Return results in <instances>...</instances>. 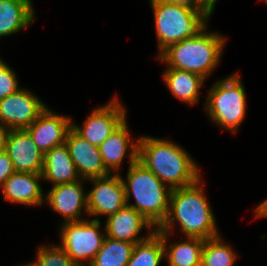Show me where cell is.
<instances>
[{"label": "cell", "instance_id": "cell-16", "mask_svg": "<svg viewBox=\"0 0 267 266\" xmlns=\"http://www.w3.org/2000/svg\"><path fill=\"white\" fill-rule=\"evenodd\" d=\"M125 120L100 146L99 151L106 169L111 173L119 170L124 157L129 155V166L138 160V140H131L129 128ZM113 170V171H112Z\"/></svg>", "mask_w": 267, "mask_h": 266}, {"label": "cell", "instance_id": "cell-10", "mask_svg": "<svg viewBox=\"0 0 267 266\" xmlns=\"http://www.w3.org/2000/svg\"><path fill=\"white\" fill-rule=\"evenodd\" d=\"M46 108L37 96L21 88L0 100V123L10 130L26 129Z\"/></svg>", "mask_w": 267, "mask_h": 266}, {"label": "cell", "instance_id": "cell-21", "mask_svg": "<svg viewBox=\"0 0 267 266\" xmlns=\"http://www.w3.org/2000/svg\"><path fill=\"white\" fill-rule=\"evenodd\" d=\"M164 245L165 257L168 266H201V253L205 243L204 239L196 237H186L184 242L173 243L167 246L169 233L157 232Z\"/></svg>", "mask_w": 267, "mask_h": 266}, {"label": "cell", "instance_id": "cell-1", "mask_svg": "<svg viewBox=\"0 0 267 266\" xmlns=\"http://www.w3.org/2000/svg\"><path fill=\"white\" fill-rule=\"evenodd\" d=\"M138 161L171 189L186 187L202 178L195 161L178 144L151 136L138 139Z\"/></svg>", "mask_w": 267, "mask_h": 266}, {"label": "cell", "instance_id": "cell-31", "mask_svg": "<svg viewBox=\"0 0 267 266\" xmlns=\"http://www.w3.org/2000/svg\"><path fill=\"white\" fill-rule=\"evenodd\" d=\"M170 4H181L187 6H198L196 0H158Z\"/></svg>", "mask_w": 267, "mask_h": 266}, {"label": "cell", "instance_id": "cell-26", "mask_svg": "<svg viewBox=\"0 0 267 266\" xmlns=\"http://www.w3.org/2000/svg\"><path fill=\"white\" fill-rule=\"evenodd\" d=\"M13 69L0 60V100L21 89Z\"/></svg>", "mask_w": 267, "mask_h": 266}, {"label": "cell", "instance_id": "cell-3", "mask_svg": "<svg viewBox=\"0 0 267 266\" xmlns=\"http://www.w3.org/2000/svg\"><path fill=\"white\" fill-rule=\"evenodd\" d=\"M205 23L194 35L169 45L157 57L167 68L190 71L205 79L220 61L225 38L218 33L207 32Z\"/></svg>", "mask_w": 267, "mask_h": 266}, {"label": "cell", "instance_id": "cell-9", "mask_svg": "<svg viewBox=\"0 0 267 266\" xmlns=\"http://www.w3.org/2000/svg\"><path fill=\"white\" fill-rule=\"evenodd\" d=\"M94 188L87 193V208L90 216L116 213L126 205L125 189L119 173L87 179Z\"/></svg>", "mask_w": 267, "mask_h": 266}, {"label": "cell", "instance_id": "cell-27", "mask_svg": "<svg viewBox=\"0 0 267 266\" xmlns=\"http://www.w3.org/2000/svg\"><path fill=\"white\" fill-rule=\"evenodd\" d=\"M15 172L13 163L8 154L4 151L0 153V187Z\"/></svg>", "mask_w": 267, "mask_h": 266}, {"label": "cell", "instance_id": "cell-6", "mask_svg": "<svg viewBox=\"0 0 267 266\" xmlns=\"http://www.w3.org/2000/svg\"><path fill=\"white\" fill-rule=\"evenodd\" d=\"M208 93L204 106L212 122L237 131L246 114V94L239 75L215 82Z\"/></svg>", "mask_w": 267, "mask_h": 266}, {"label": "cell", "instance_id": "cell-2", "mask_svg": "<svg viewBox=\"0 0 267 266\" xmlns=\"http://www.w3.org/2000/svg\"><path fill=\"white\" fill-rule=\"evenodd\" d=\"M201 182L199 179L192 185L172 189L168 216L156 232L172 233L171 229L177 221L186 237L207 240L219 236L216 219Z\"/></svg>", "mask_w": 267, "mask_h": 266}, {"label": "cell", "instance_id": "cell-7", "mask_svg": "<svg viewBox=\"0 0 267 266\" xmlns=\"http://www.w3.org/2000/svg\"><path fill=\"white\" fill-rule=\"evenodd\" d=\"M60 245L77 266H89L100 250L105 234L100 232V220L63 222ZM88 260V265L85 261ZM85 263V264H84Z\"/></svg>", "mask_w": 267, "mask_h": 266}, {"label": "cell", "instance_id": "cell-30", "mask_svg": "<svg viewBox=\"0 0 267 266\" xmlns=\"http://www.w3.org/2000/svg\"><path fill=\"white\" fill-rule=\"evenodd\" d=\"M267 217V199H265L259 206L255 209V218Z\"/></svg>", "mask_w": 267, "mask_h": 266}, {"label": "cell", "instance_id": "cell-15", "mask_svg": "<svg viewBox=\"0 0 267 266\" xmlns=\"http://www.w3.org/2000/svg\"><path fill=\"white\" fill-rule=\"evenodd\" d=\"M65 144L81 179L110 174L103 164L99 147L89 143L72 128L67 133Z\"/></svg>", "mask_w": 267, "mask_h": 266}, {"label": "cell", "instance_id": "cell-23", "mask_svg": "<svg viewBox=\"0 0 267 266\" xmlns=\"http://www.w3.org/2000/svg\"><path fill=\"white\" fill-rule=\"evenodd\" d=\"M163 257L162 237L155 231L148 239L134 245L126 266H159Z\"/></svg>", "mask_w": 267, "mask_h": 266}, {"label": "cell", "instance_id": "cell-14", "mask_svg": "<svg viewBox=\"0 0 267 266\" xmlns=\"http://www.w3.org/2000/svg\"><path fill=\"white\" fill-rule=\"evenodd\" d=\"M144 227L150 230L149 234L145 238L138 237V234H140L139 232H141ZM155 231V226L140 212L127 204L116 213L108 216L105 223L106 237L132 244L148 239Z\"/></svg>", "mask_w": 267, "mask_h": 266}, {"label": "cell", "instance_id": "cell-12", "mask_svg": "<svg viewBox=\"0 0 267 266\" xmlns=\"http://www.w3.org/2000/svg\"><path fill=\"white\" fill-rule=\"evenodd\" d=\"M71 128L70 117L56 114L47 107L26 130L36 146L45 154L55 146L65 143Z\"/></svg>", "mask_w": 267, "mask_h": 266}, {"label": "cell", "instance_id": "cell-32", "mask_svg": "<svg viewBox=\"0 0 267 266\" xmlns=\"http://www.w3.org/2000/svg\"><path fill=\"white\" fill-rule=\"evenodd\" d=\"M22 266H38V265L35 262H30V263L22 265Z\"/></svg>", "mask_w": 267, "mask_h": 266}, {"label": "cell", "instance_id": "cell-25", "mask_svg": "<svg viewBox=\"0 0 267 266\" xmlns=\"http://www.w3.org/2000/svg\"><path fill=\"white\" fill-rule=\"evenodd\" d=\"M37 252L38 266H77L60 245L41 246Z\"/></svg>", "mask_w": 267, "mask_h": 266}, {"label": "cell", "instance_id": "cell-4", "mask_svg": "<svg viewBox=\"0 0 267 266\" xmlns=\"http://www.w3.org/2000/svg\"><path fill=\"white\" fill-rule=\"evenodd\" d=\"M126 177L127 180L122 178L126 204L140 212L156 229L159 228L168 216L172 189L138 160L128 167ZM131 194L135 204L128 202Z\"/></svg>", "mask_w": 267, "mask_h": 266}, {"label": "cell", "instance_id": "cell-11", "mask_svg": "<svg viewBox=\"0 0 267 266\" xmlns=\"http://www.w3.org/2000/svg\"><path fill=\"white\" fill-rule=\"evenodd\" d=\"M5 152L11 159L15 172L42 173L44 154L26 129L10 130Z\"/></svg>", "mask_w": 267, "mask_h": 266}, {"label": "cell", "instance_id": "cell-8", "mask_svg": "<svg viewBox=\"0 0 267 266\" xmlns=\"http://www.w3.org/2000/svg\"><path fill=\"white\" fill-rule=\"evenodd\" d=\"M125 107L117 97L94 109L83 126L72 123V129L89 143L100 146L125 120Z\"/></svg>", "mask_w": 267, "mask_h": 266}, {"label": "cell", "instance_id": "cell-17", "mask_svg": "<svg viewBox=\"0 0 267 266\" xmlns=\"http://www.w3.org/2000/svg\"><path fill=\"white\" fill-rule=\"evenodd\" d=\"M41 174L14 172L1 187L5 201L29 206L40 205L45 201L40 180Z\"/></svg>", "mask_w": 267, "mask_h": 266}, {"label": "cell", "instance_id": "cell-22", "mask_svg": "<svg viewBox=\"0 0 267 266\" xmlns=\"http://www.w3.org/2000/svg\"><path fill=\"white\" fill-rule=\"evenodd\" d=\"M134 245L105 236L100 250L89 266H126Z\"/></svg>", "mask_w": 267, "mask_h": 266}, {"label": "cell", "instance_id": "cell-19", "mask_svg": "<svg viewBox=\"0 0 267 266\" xmlns=\"http://www.w3.org/2000/svg\"><path fill=\"white\" fill-rule=\"evenodd\" d=\"M32 0H0V37L19 32L31 25L35 12Z\"/></svg>", "mask_w": 267, "mask_h": 266}, {"label": "cell", "instance_id": "cell-20", "mask_svg": "<svg viewBox=\"0 0 267 266\" xmlns=\"http://www.w3.org/2000/svg\"><path fill=\"white\" fill-rule=\"evenodd\" d=\"M163 80L169 91L182 102L193 105L199 101L200 88L205 78L197 73L167 68Z\"/></svg>", "mask_w": 267, "mask_h": 266}, {"label": "cell", "instance_id": "cell-18", "mask_svg": "<svg viewBox=\"0 0 267 266\" xmlns=\"http://www.w3.org/2000/svg\"><path fill=\"white\" fill-rule=\"evenodd\" d=\"M42 180H48L53 186L80 180L76 166L65 143L55 146L44 154Z\"/></svg>", "mask_w": 267, "mask_h": 266}, {"label": "cell", "instance_id": "cell-5", "mask_svg": "<svg viewBox=\"0 0 267 266\" xmlns=\"http://www.w3.org/2000/svg\"><path fill=\"white\" fill-rule=\"evenodd\" d=\"M150 5L154 12L159 53L169 45L194 35L209 18L199 6L170 4L158 0L150 1Z\"/></svg>", "mask_w": 267, "mask_h": 266}, {"label": "cell", "instance_id": "cell-13", "mask_svg": "<svg viewBox=\"0 0 267 266\" xmlns=\"http://www.w3.org/2000/svg\"><path fill=\"white\" fill-rule=\"evenodd\" d=\"M81 181L85 179L52 186L45 197L53 211L64 216V222L82 221L81 212L88 214L87 193Z\"/></svg>", "mask_w": 267, "mask_h": 266}, {"label": "cell", "instance_id": "cell-28", "mask_svg": "<svg viewBox=\"0 0 267 266\" xmlns=\"http://www.w3.org/2000/svg\"><path fill=\"white\" fill-rule=\"evenodd\" d=\"M197 5L210 17L215 8L217 0H196Z\"/></svg>", "mask_w": 267, "mask_h": 266}, {"label": "cell", "instance_id": "cell-24", "mask_svg": "<svg viewBox=\"0 0 267 266\" xmlns=\"http://www.w3.org/2000/svg\"><path fill=\"white\" fill-rule=\"evenodd\" d=\"M237 254L222 242L219 236L205 240L201 253V266H233Z\"/></svg>", "mask_w": 267, "mask_h": 266}, {"label": "cell", "instance_id": "cell-29", "mask_svg": "<svg viewBox=\"0 0 267 266\" xmlns=\"http://www.w3.org/2000/svg\"><path fill=\"white\" fill-rule=\"evenodd\" d=\"M10 129L0 123V153L6 149L7 137Z\"/></svg>", "mask_w": 267, "mask_h": 266}]
</instances>
